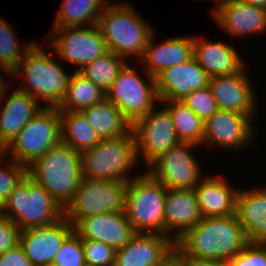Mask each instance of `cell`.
<instances>
[{"mask_svg": "<svg viewBox=\"0 0 266 266\" xmlns=\"http://www.w3.org/2000/svg\"><path fill=\"white\" fill-rule=\"evenodd\" d=\"M1 70L4 72V75H8L7 77H10V73L6 69H4L3 67L0 66V72H1ZM3 72L0 73V99L2 98L5 90L9 88L7 81L5 82L4 77L1 76L3 74Z\"/></svg>", "mask_w": 266, "mask_h": 266, "instance_id": "cell-43", "label": "cell"}, {"mask_svg": "<svg viewBox=\"0 0 266 266\" xmlns=\"http://www.w3.org/2000/svg\"><path fill=\"white\" fill-rule=\"evenodd\" d=\"M226 180V181H225ZM223 175H206L194 188L202 217H225L236 214V194Z\"/></svg>", "mask_w": 266, "mask_h": 266, "instance_id": "cell-25", "label": "cell"}, {"mask_svg": "<svg viewBox=\"0 0 266 266\" xmlns=\"http://www.w3.org/2000/svg\"><path fill=\"white\" fill-rule=\"evenodd\" d=\"M100 139H110L126 135L132 124L122 112L106 98L101 102L81 110Z\"/></svg>", "mask_w": 266, "mask_h": 266, "instance_id": "cell-27", "label": "cell"}, {"mask_svg": "<svg viewBox=\"0 0 266 266\" xmlns=\"http://www.w3.org/2000/svg\"><path fill=\"white\" fill-rule=\"evenodd\" d=\"M62 143L81 153L101 139L81 111L60 112Z\"/></svg>", "mask_w": 266, "mask_h": 266, "instance_id": "cell-29", "label": "cell"}, {"mask_svg": "<svg viewBox=\"0 0 266 266\" xmlns=\"http://www.w3.org/2000/svg\"><path fill=\"white\" fill-rule=\"evenodd\" d=\"M254 117L218 109L204 123L205 146L237 151L246 149L255 141ZM254 126V127H253ZM207 144V145H206ZM246 147V148H245Z\"/></svg>", "mask_w": 266, "mask_h": 266, "instance_id": "cell-14", "label": "cell"}, {"mask_svg": "<svg viewBox=\"0 0 266 266\" xmlns=\"http://www.w3.org/2000/svg\"><path fill=\"white\" fill-rule=\"evenodd\" d=\"M126 64L127 60L125 58L108 51L85 65L79 73L92 81L104 93H107Z\"/></svg>", "mask_w": 266, "mask_h": 266, "instance_id": "cell-32", "label": "cell"}, {"mask_svg": "<svg viewBox=\"0 0 266 266\" xmlns=\"http://www.w3.org/2000/svg\"><path fill=\"white\" fill-rule=\"evenodd\" d=\"M167 188L147 171L127 183L125 213L136 233L164 235V203Z\"/></svg>", "mask_w": 266, "mask_h": 266, "instance_id": "cell-7", "label": "cell"}, {"mask_svg": "<svg viewBox=\"0 0 266 266\" xmlns=\"http://www.w3.org/2000/svg\"><path fill=\"white\" fill-rule=\"evenodd\" d=\"M261 244L264 246V248L266 249V239L264 241L261 242Z\"/></svg>", "mask_w": 266, "mask_h": 266, "instance_id": "cell-47", "label": "cell"}, {"mask_svg": "<svg viewBox=\"0 0 266 266\" xmlns=\"http://www.w3.org/2000/svg\"><path fill=\"white\" fill-rule=\"evenodd\" d=\"M204 123L219 109L209 86L191 91L183 100Z\"/></svg>", "mask_w": 266, "mask_h": 266, "instance_id": "cell-36", "label": "cell"}, {"mask_svg": "<svg viewBox=\"0 0 266 266\" xmlns=\"http://www.w3.org/2000/svg\"><path fill=\"white\" fill-rule=\"evenodd\" d=\"M175 249L166 235L137 233L115 252L114 266H157Z\"/></svg>", "mask_w": 266, "mask_h": 266, "instance_id": "cell-21", "label": "cell"}, {"mask_svg": "<svg viewBox=\"0 0 266 266\" xmlns=\"http://www.w3.org/2000/svg\"><path fill=\"white\" fill-rule=\"evenodd\" d=\"M128 181L98 180L86 177L65 208V218L74 227L81 219L113 212H125V193Z\"/></svg>", "mask_w": 266, "mask_h": 266, "instance_id": "cell-9", "label": "cell"}, {"mask_svg": "<svg viewBox=\"0 0 266 266\" xmlns=\"http://www.w3.org/2000/svg\"><path fill=\"white\" fill-rule=\"evenodd\" d=\"M228 266H266V249L261 243L248 242Z\"/></svg>", "mask_w": 266, "mask_h": 266, "instance_id": "cell-38", "label": "cell"}, {"mask_svg": "<svg viewBox=\"0 0 266 266\" xmlns=\"http://www.w3.org/2000/svg\"><path fill=\"white\" fill-rule=\"evenodd\" d=\"M21 229L8 217L0 215V254L20 243Z\"/></svg>", "mask_w": 266, "mask_h": 266, "instance_id": "cell-39", "label": "cell"}, {"mask_svg": "<svg viewBox=\"0 0 266 266\" xmlns=\"http://www.w3.org/2000/svg\"><path fill=\"white\" fill-rule=\"evenodd\" d=\"M154 33L155 31L148 40L143 57L137 61L152 77L155 78L163 70L193 58V37H169L158 44Z\"/></svg>", "mask_w": 266, "mask_h": 266, "instance_id": "cell-23", "label": "cell"}, {"mask_svg": "<svg viewBox=\"0 0 266 266\" xmlns=\"http://www.w3.org/2000/svg\"><path fill=\"white\" fill-rule=\"evenodd\" d=\"M61 142L60 111L57 107H44L5 149V156L28 167Z\"/></svg>", "mask_w": 266, "mask_h": 266, "instance_id": "cell-8", "label": "cell"}, {"mask_svg": "<svg viewBox=\"0 0 266 266\" xmlns=\"http://www.w3.org/2000/svg\"><path fill=\"white\" fill-rule=\"evenodd\" d=\"M193 58L209 77L232 75L245 66L233 45L204 37H193Z\"/></svg>", "mask_w": 266, "mask_h": 266, "instance_id": "cell-24", "label": "cell"}, {"mask_svg": "<svg viewBox=\"0 0 266 266\" xmlns=\"http://www.w3.org/2000/svg\"><path fill=\"white\" fill-rule=\"evenodd\" d=\"M5 156V149L0 146V160Z\"/></svg>", "mask_w": 266, "mask_h": 266, "instance_id": "cell-45", "label": "cell"}, {"mask_svg": "<svg viewBox=\"0 0 266 266\" xmlns=\"http://www.w3.org/2000/svg\"><path fill=\"white\" fill-rule=\"evenodd\" d=\"M86 264L91 266H114L115 252L103 242L82 239Z\"/></svg>", "mask_w": 266, "mask_h": 266, "instance_id": "cell-37", "label": "cell"}, {"mask_svg": "<svg viewBox=\"0 0 266 266\" xmlns=\"http://www.w3.org/2000/svg\"><path fill=\"white\" fill-rule=\"evenodd\" d=\"M209 76L192 58L163 70L155 77L160 101H182L191 91L209 86Z\"/></svg>", "mask_w": 266, "mask_h": 266, "instance_id": "cell-17", "label": "cell"}, {"mask_svg": "<svg viewBox=\"0 0 266 266\" xmlns=\"http://www.w3.org/2000/svg\"><path fill=\"white\" fill-rule=\"evenodd\" d=\"M248 243L236 214L207 217L175 242L186 256L228 263Z\"/></svg>", "mask_w": 266, "mask_h": 266, "instance_id": "cell-1", "label": "cell"}, {"mask_svg": "<svg viewBox=\"0 0 266 266\" xmlns=\"http://www.w3.org/2000/svg\"><path fill=\"white\" fill-rule=\"evenodd\" d=\"M6 159L5 164L0 166V207L2 208L10 193L21 182V180L27 175V167L21 163L12 160L11 158L4 156L0 162ZM8 160V161H7Z\"/></svg>", "mask_w": 266, "mask_h": 266, "instance_id": "cell-34", "label": "cell"}, {"mask_svg": "<svg viewBox=\"0 0 266 266\" xmlns=\"http://www.w3.org/2000/svg\"><path fill=\"white\" fill-rule=\"evenodd\" d=\"M2 215L21 230L49 226L65 217V209L52 195L26 175L10 193Z\"/></svg>", "mask_w": 266, "mask_h": 266, "instance_id": "cell-5", "label": "cell"}, {"mask_svg": "<svg viewBox=\"0 0 266 266\" xmlns=\"http://www.w3.org/2000/svg\"><path fill=\"white\" fill-rule=\"evenodd\" d=\"M0 266H34L20 244L0 254Z\"/></svg>", "mask_w": 266, "mask_h": 266, "instance_id": "cell-40", "label": "cell"}, {"mask_svg": "<svg viewBox=\"0 0 266 266\" xmlns=\"http://www.w3.org/2000/svg\"><path fill=\"white\" fill-rule=\"evenodd\" d=\"M27 175L65 209L81 182L80 153L61 142L30 164Z\"/></svg>", "mask_w": 266, "mask_h": 266, "instance_id": "cell-4", "label": "cell"}, {"mask_svg": "<svg viewBox=\"0 0 266 266\" xmlns=\"http://www.w3.org/2000/svg\"><path fill=\"white\" fill-rule=\"evenodd\" d=\"M7 91L6 89L0 99V146L4 149L12 143L28 121L45 107L36 98L17 89L6 96ZM3 101L4 106L1 104Z\"/></svg>", "mask_w": 266, "mask_h": 266, "instance_id": "cell-22", "label": "cell"}, {"mask_svg": "<svg viewBox=\"0 0 266 266\" xmlns=\"http://www.w3.org/2000/svg\"><path fill=\"white\" fill-rule=\"evenodd\" d=\"M214 2H215V4L217 5V4H219V3H221V2H224V1H226V0H213Z\"/></svg>", "mask_w": 266, "mask_h": 266, "instance_id": "cell-46", "label": "cell"}, {"mask_svg": "<svg viewBox=\"0 0 266 266\" xmlns=\"http://www.w3.org/2000/svg\"><path fill=\"white\" fill-rule=\"evenodd\" d=\"M105 98L106 93L97 85L78 71H74L69 78L64 100L57 108L60 112L81 111L101 103Z\"/></svg>", "mask_w": 266, "mask_h": 266, "instance_id": "cell-30", "label": "cell"}, {"mask_svg": "<svg viewBox=\"0 0 266 266\" xmlns=\"http://www.w3.org/2000/svg\"><path fill=\"white\" fill-rule=\"evenodd\" d=\"M82 177L98 180L129 181L138 164L132 129L116 138L101 139L93 148L80 153Z\"/></svg>", "mask_w": 266, "mask_h": 266, "instance_id": "cell-6", "label": "cell"}, {"mask_svg": "<svg viewBox=\"0 0 266 266\" xmlns=\"http://www.w3.org/2000/svg\"><path fill=\"white\" fill-rule=\"evenodd\" d=\"M213 20L233 37L263 35L266 32V9L239 0H226L212 11Z\"/></svg>", "mask_w": 266, "mask_h": 266, "instance_id": "cell-19", "label": "cell"}, {"mask_svg": "<svg viewBox=\"0 0 266 266\" xmlns=\"http://www.w3.org/2000/svg\"><path fill=\"white\" fill-rule=\"evenodd\" d=\"M138 162L149 166L163 152L179 144L174 123L166 107L156 106L132 124ZM142 157V158H141Z\"/></svg>", "mask_w": 266, "mask_h": 266, "instance_id": "cell-13", "label": "cell"}, {"mask_svg": "<svg viewBox=\"0 0 266 266\" xmlns=\"http://www.w3.org/2000/svg\"><path fill=\"white\" fill-rule=\"evenodd\" d=\"M130 64H126L106 93L111 101L133 124L148 114L160 99L157 94L155 78L144 72L145 80ZM157 104V105H156Z\"/></svg>", "mask_w": 266, "mask_h": 266, "instance_id": "cell-10", "label": "cell"}, {"mask_svg": "<svg viewBox=\"0 0 266 266\" xmlns=\"http://www.w3.org/2000/svg\"><path fill=\"white\" fill-rule=\"evenodd\" d=\"M74 227L64 217L40 228L21 230L20 245L34 266H50L64 240Z\"/></svg>", "mask_w": 266, "mask_h": 266, "instance_id": "cell-16", "label": "cell"}, {"mask_svg": "<svg viewBox=\"0 0 266 266\" xmlns=\"http://www.w3.org/2000/svg\"><path fill=\"white\" fill-rule=\"evenodd\" d=\"M38 44L36 42L23 56L10 77L23 76L25 83H20L17 90L42 101L45 107H58L66 95L71 74Z\"/></svg>", "mask_w": 266, "mask_h": 266, "instance_id": "cell-2", "label": "cell"}, {"mask_svg": "<svg viewBox=\"0 0 266 266\" xmlns=\"http://www.w3.org/2000/svg\"><path fill=\"white\" fill-rule=\"evenodd\" d=\"M48 37V46L58 56L57 59L77 65L74 71L79 72L85 65L108 52L98 24L52 27Z\"/></svg>", "mask_w": 266, "mask_h": 266, "instance_id": "cell-11", "label": "cell"}, {"mask_svg": "<svg viewBox=\"0 0 266 266\" xmlns=\"http://www.w3.org/2000/svg\"><path fill=\"white\" fill-rule=\"evenodd\" d=\"M110 0H63L52 27L91 26Z\"/></svg>", "mask_w": 266, "mask_h": 266, "instance_id": "cell-28", "label": "cell"}, {"mask_svg": "<svg viewBox=\"0 0 266 266\" xmlns=\"http://www.w3.org/2000/svg\"><path fill=\"white\" fill-rule=\"evenodd\" d=\"M184 266H228L227 263L217 260L197 259L184 255L182 253Z\"/></svg>", "mask_w": 266, "mask_h": 266, "instance_id": "cell-41", "label": "cell"}, {"mask_svg": "<svg viewBox=\"0 0 266 266\" xmlns=\"http://www.w3.org/2000/svg\"><path fill=\"white\" fill-rule=\"evenodd\" d=\"M86 264L82 239L73 231L63 242L50 266H83Z\"/></svg>", "mask_w": 266, "mask_h": 266, "instance_id": "cell-35", "label": "cell"}, {"mask_svg": "<svg viewBox=\"0 0 266 266\" xmlns=\"http://www.w3.org/2000/svg\"><path fill=\"white\" fill-rule=\"evenodd\" d=\"M157 266H184L182 252L175 246L174 251Z\"/></svg>", "mask_w": 266, "mask_h": 266, "instance_id": "cell-42", "label": "cell"}, {"mask_svg": "<svg viewBox=\"0 0 266 266\" xmlns=\"http://www.w3.org/2000/svg\"><path fill=\"white\" fill-rule=\"evenodd\" d=\"M202 218L194 189H167L164 203V235L176 242Z\"/></svg>", "mask_w": 266, "mask_h": 266, "instance_id": "cell-20", "label": "cell"}, {"mask_svg": "<svg viewBox=\"0 0 266 266\" xmlns=\"http://www.w3.org/2000/svg\"><path fill=\"white\" fill-rule=\"evenodd\" d=\"M245 66L232 75L209 78V87L218 108L254 117L257 110V93ZM256 109V110H255Z\"/></svg>", "mask_w": 266, "mask_h": 266, "instance_id": "cell-15", "label": "cell"}, {"mask_svg": "<svg viewBox=\"0 0 266 266\" xmlns=\"http://www.w3.org/2000/svg\"><path fill=\"white\" fill-rule=\"evenodd\" d=\"M19 42L13 28L0 17V66L9 73L20 64L23 56L36 43L32 41L20 46Z\"/></svg>", "mask_w": 266, "mask_h": 266, "instance_id": "cell-33", "label": "cell"}, {"mask_svg": "<svg viewBox=\"0 0 266 266\" xmlns=\"http://www.w3.org/2000/svg\"><path fill=\"white\" fill-rule=\"evenodd\" d=\"M74 231L81 239L95 240L119 250L137 234L125 212L103 213L81 219Z\"/></svg>", "mask_w": 266, "mask_h": 266, "instance_id": "cell-18", "label": "cell"}, {"mask_svg": "<svg viewBox=\"0 0 266 266\" xmlns=\"http://www.w3.org/2000/svg\"><path fill=\"white\" fill-rule=\"evenodd\" d=\"M239 1L253 5V6H259V7L266 9V0H239Z\"/></svg>", "mask_w": 266, "mask_h": 266, "instance_id": "cell-44", "label": "cell"}, {"mask_svg": "<svg viewBox=\"0 0 266 266\" xmlns=\"http://www.w3.org/2000/svg\"><path fill=\"white\" fill-rule=\"evenodd\" d=\"M131 5L128 2H108L99 18L98 26L108 51L126 60L133 56L139 61L154 29Z\"/></svg>", "mask_w": 266, "mask_h": 266, "instance_id": "cell-3", "label": "cell"}, {"mask_svg": "<svg viewBox=\"0 0 266 266\" xmlns=\"http://www.w3.org/2000/svg\"><path fill=\"white\" fill-rule=\"evenodd\" d=\"M236 215L248 242L266 239V187L239 189L236 194Z\"/></svg>", "mask_w": 266, "mask_h": 266, "instance_id": "cell-26", "label": "cell"}, {"mask_svg": "<svg viewBox=\"0 0 266 266\" xmlns=\"http://www.w3.org/2000/svg\"><path fill=\"white\" fill-rule=\"evenodd\" d=\"M168 109L181 142L202 146L204 122L182 101H160Z\"/></svg>", "mask_w": 266, "mask_h": 266, "instance_id": "cell-31", "label": "cell"}, {"mask_svg": "<svg viewBox=\"0 0 266 266\" xmlns=\"http://www.w3.org/2000/svg\"><path fill=\"white\" fill-rule=\"evenodd\" d=\"M194 147L198 145L180 142L163 152L146 171L167 189H194L204 176L191 152Z\"/></svg>", "mask_w": 266, "mask_h": 266, "instance_id": "cell-12", "label": "cell"}]
</instances>
